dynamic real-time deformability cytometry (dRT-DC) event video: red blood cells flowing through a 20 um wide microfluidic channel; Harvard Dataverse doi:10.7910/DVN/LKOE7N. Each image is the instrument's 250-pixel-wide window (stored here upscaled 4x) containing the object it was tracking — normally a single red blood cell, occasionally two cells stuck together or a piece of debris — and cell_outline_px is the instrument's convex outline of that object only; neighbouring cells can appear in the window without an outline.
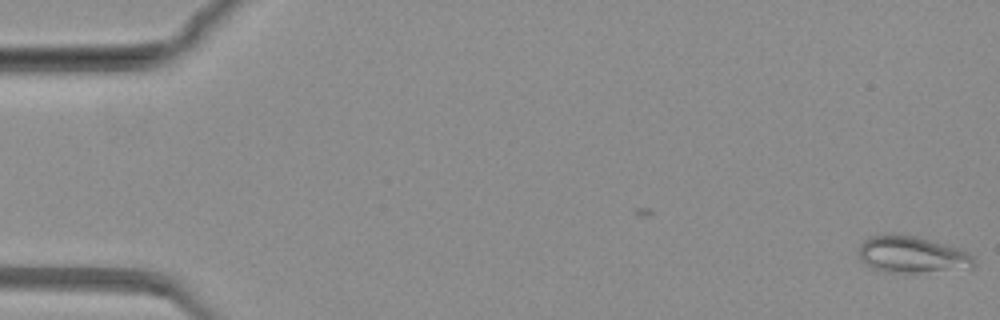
{"species": "common noctule bat (a hibernating species)", "species_latin": "Nyctalus noctula", "temperature_condition": "warm", "stored_images_in_passage": 64, "camera_frame_rate_fps": 3000, "um_per_image_px": 0.085, "animal": {"sex": "female", "body_mass_g": 19.3, "forearm_length_mm": 54.1}, "frame": {"image": 1, "passage_image": 1, "time_ms": 0.0, "image_size_px": [1000, 320], "cell_outline_px": [[976, 264], [972, 268], [916, 272], [880, 272], [864, 264], [860, 260], [860, 244], [868, 236], [896, 232], [964, 248], [972, 256]], "centroid_in_image_um": [77.51, 21.62], "position_along_channel_um": 7.5, "area_um2": 25.03}}
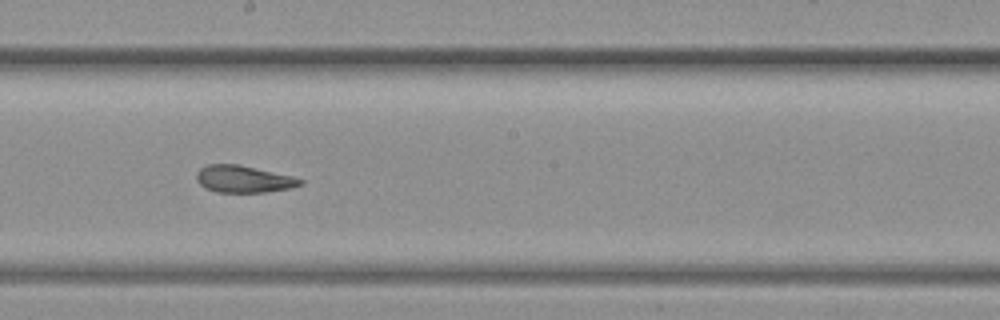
{"frame": {"image": 2, "passage_image": 46, "time_ms": 15.0, "image_size_px": [1000, 320], "cell_outline_px": [[304, 184], [292, 188], [264, 192], [216, 192], [204, 188], [196, 180], [196, 172], [200, 168], [208, 164], [240, 164], [292, 176], [304, 180]], "centroid_in_image_um": [20.7, 15.22], "position_along_channel_um": 227.5, "area_um2": 16.53}}
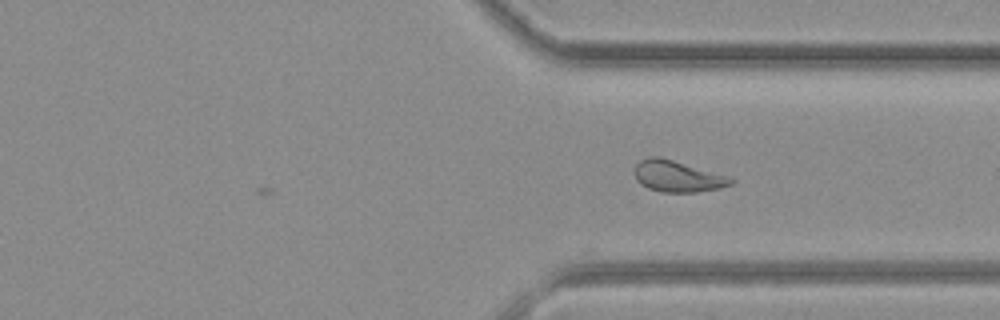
{"frame": {"image": 3, "passage_image": 61, "time_ms": 20.0, "image_size_px": [1000, 320], "cell_outline_px": [[736, 180], [732, 184], [720, 188], [696, 192], [660, 192], [648, 188], [640, 184], [636, 180], [632, 172], [636, 164], [640, 160], [648, 156], [660, 156], [728, 176]], "centroid_in_image_um": [57.54, 14.98], "position_along_channel_um": 353.9, "area_um2": 17.8}}